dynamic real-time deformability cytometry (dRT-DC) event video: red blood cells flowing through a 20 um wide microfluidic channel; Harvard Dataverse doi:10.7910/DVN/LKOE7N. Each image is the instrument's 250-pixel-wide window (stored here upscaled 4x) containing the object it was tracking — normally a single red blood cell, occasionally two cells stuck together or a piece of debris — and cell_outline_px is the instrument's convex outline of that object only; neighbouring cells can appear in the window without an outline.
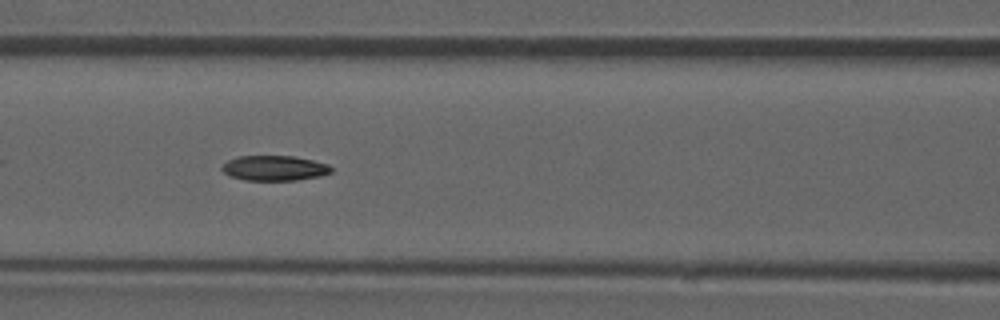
{"species": "common noctule bat (a hibernating species)", "species_latin": "Nyctalus noctula", "temperature_condition": "room temperature", "stored_images_in_passage": 53, "camera_frame_rate_fps": 3000, "um_per_image_px": 0.085, "animal": {"sex": "male", "forearm_length_mm": 52.5}, "frame": {"image": 1, "passage_image": 23, "time_ms": 7.333, "image_size_px": [1000, 320], "cell_outline_px": [[332, 172], [320, 176], [296, 180], [244, 180], [232, 176], [224, 172], [220, 168], [228, 160], [236, 156], [292, 156], [312, 160], [328, 164], [332, 168]], "centroid_in_image_um": [23.33, 14.28], "position_along_channel_um": 143.3, "area_um2": 15.9}, "authors_computed_cell_mechanics": {"area_um2": 16.762, "velocity_mm_per_s": 3.8824, "shape_relaxation_time_tau1_ms": null, "shape_relaxation_time_tau2_ms": 4.4076, "deformation_change_tau1": null, "deformation_change_tau2": 0.0885}}